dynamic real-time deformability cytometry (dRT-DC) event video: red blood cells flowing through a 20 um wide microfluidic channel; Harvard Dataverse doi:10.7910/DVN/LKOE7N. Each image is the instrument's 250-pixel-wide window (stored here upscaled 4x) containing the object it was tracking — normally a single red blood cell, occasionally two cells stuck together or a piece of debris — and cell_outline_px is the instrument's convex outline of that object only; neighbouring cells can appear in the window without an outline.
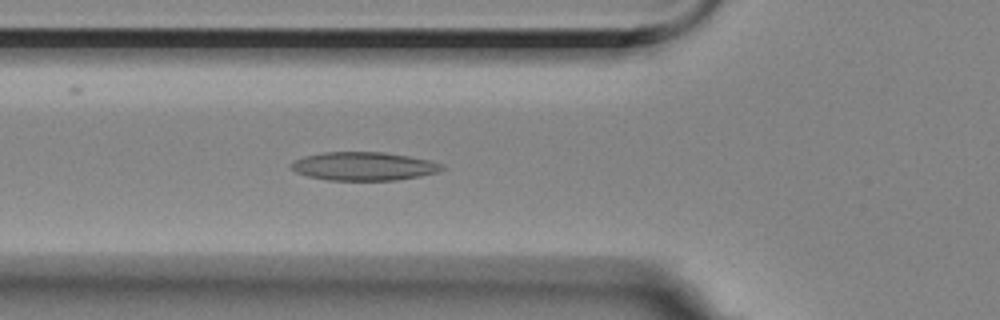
{"species": "Egyptian fruit bat (a non-hibernating species)", "species_latin": "Rousettus aegyptiacus", "temperature_condition": "room temperature", "stored_images_in_passage": 57, "camera_frame_rate_fps": 3000, "um_per_image_px": 0.085, "animal": {"sex": "female"}, "frame": {"image": 1, "passage_image": 20, "time_ms": 6.333, "image_size_px": [1000, 320], "cell_outline_px": [[444, 168], [436, 172], [420, 176], [396, 180], [328, 180], [308, 176], [296, 172], [288, 164], [292, 160], [304, 156], [324, 152], [384, 152], [408, 156], [428, 160], [440, 164]], "centroid_in_image_um": [30.85, 14.13], "position_along_channel_um": 95.0, "area_um2": 24.85}}
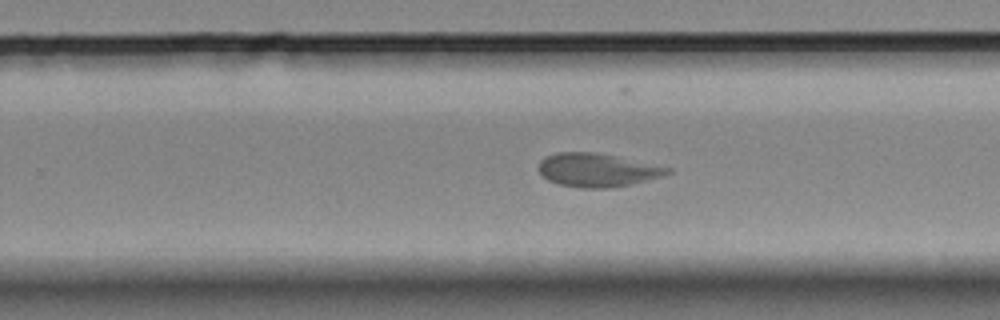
{"frame": {"image": 2, "passage_image": 36, "time_ms": 11.667, "image_size_px": [1000, 320], "cell_outline_px": [[672, 172], [660, 176], [632, 184], [612, 188], [584, 188], [556, 184], [548, 180], [536, 168], [540, 160], [544, 156], [556, 152], [596, 152], [616, 156], [672, 168]], "centroid_in_image_um": [50.71, 14.45], "position_along_channel_um": 279.1, "area_um2": 25.26}}
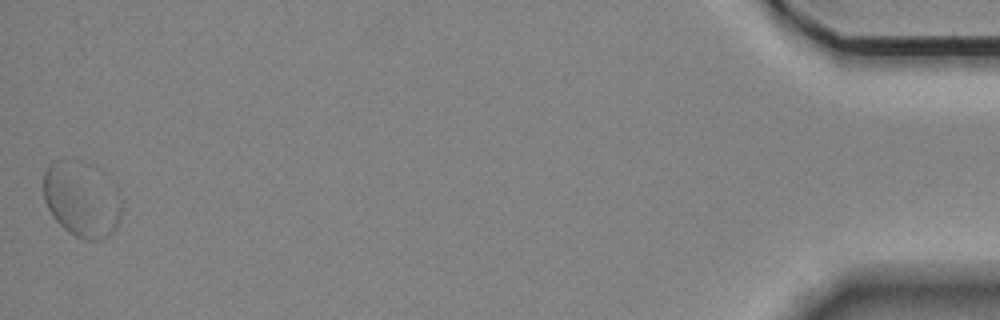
{"frame": {"image": 3, "passage_image": 57, "time_ms": 18.667, "image_size_px": [1000, 320], "cell_outline_px": [[124, 200], [120, 216], [112, 232], [108, 236], [100, 240], [84, 240], [68, 232], [52, 216], [44, 200], [44, 172], [48, 164], [52, 160], [84, 160], [104, 172], [116, 184]], "centroid_in_image_um": [6.99, 16.89], "position_along_channel_um": 428.2, "area_um2": 35.37}, "authors_computed_cell_mechanics": {"area_um2": 25.432, "velocity_mm_per_s": 3.4583, "shape_relaxation_time_tau1_ms": null, "shape_relaxation_time_tau2_ms": 2.2412, "deformation_change_tau1": null, "deformation_change_tau2": 0.0737}}